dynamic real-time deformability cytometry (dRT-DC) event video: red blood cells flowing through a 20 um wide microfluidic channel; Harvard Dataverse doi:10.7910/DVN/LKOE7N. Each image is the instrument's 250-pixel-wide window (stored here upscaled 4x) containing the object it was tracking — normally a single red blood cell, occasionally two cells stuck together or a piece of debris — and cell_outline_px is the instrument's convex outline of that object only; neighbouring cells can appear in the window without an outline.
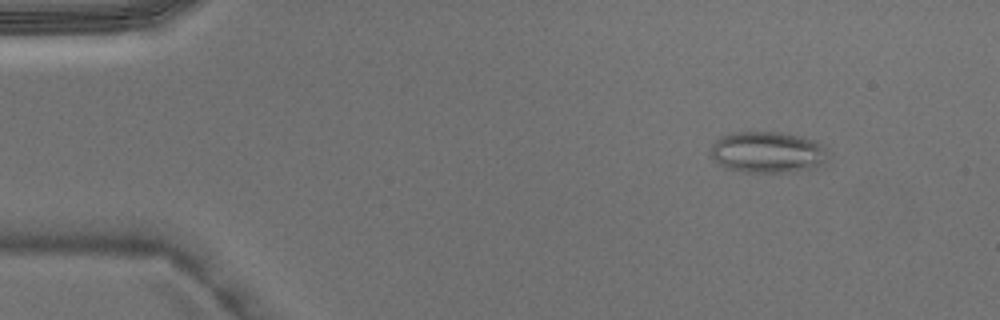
{"species": "Egyptian fruit bat (a non-hibernating species)", "species_latin": "Rousettus aegyptiacus", "temperature_condition": "warm", "stored_images_in_passage": 3, "camera_frame_rate_fps": 3000, "um_per_image_px": 0.085, "animal": {"sex": "male"}, "frame": {"image": 1, "passage_image": 1, "time_ms": 0.0, "image_size_px": [1000, 320], "cell_outline_px": [[828, 152], [824, 160], [816, 168], [780, 172], [744, 172], [728, 168], [712, 160], [712, 144], [720, 136], [732, 132], [780, 132], [816, 140]], "centroid_in_image_um": [65.22, 12.93], "position_along_channel_um": 19.8, "area_um2": 28.03}}